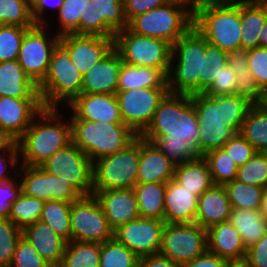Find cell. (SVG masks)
I'll return each mask as SVG.
<instances>
[{"label":"cell","instance_id":"obj_1","mask_svg":"<svg viewBox=\"0 0 267 267\" xmlns=\"http://www.w3.org/2000/svg\"><path fill=\"white\" fill-rule=\"evenodd\" d=\"M190 97L197 112L200 127L198 147L203 156L222 148L229 139L240 133L248 110L253 105L237 94L208 96L196 93Z\"/></svg>","mask_w":267,"mask_h":267},{"label":"cell","instance_id":"obj_2","mask_svg":"<svg viewBox=\"0 0 267 267\" xmlns=\"http://www.w3.org/2000/svg\"><path fill=\"white\" fill-rule=\"evenodd\" d=\"M61 110L63 108L44 107L16 141L20 164L39 167L55 152L72 142L69 117L66 119Z\"/></svg>","mask_w":267,"mask_h":267},{"label":"cell","instance_id":"obj_3","mask_svg":"<svg viewBox=\"0 0 267 267\" xmlns=\"http://www.w3.org/2000/svg\"><path fill=\"white\" fill-rule=\"evenodd\" d=\"M193 26L209 44L241 48V0H205L193 8Z\"/></svg>","mask_w":267,"mask_h":267},{"label":"cell","instance_id":"obj_4","mask_svg":"<svg viewBox=\"0 0 267 267\" xmlns=\"http://www.w3.org/2000/svg\"><path fill=\"white\" fill-rule=\"evenodd\" d=\"M199 124L190 95L170 93L161 100L142 138H169L198 144Z\"/></svg>","mask_w":267,"mask_h":267},{"label":"cell","instance_id":"obj_5","mask_svg":"<svg viewBox=\"0 0 267 267\" xmlns=\"http://www.w3.org/2000/svg\"><path fill=\"white\" fill-rule=\"evenodd\" d=\"M203 56H206V39L192 26L172 44L167 86L170 93H200Z\"/></svg>","mask_w":267,"mask_h":267},{"label":"cell","instance_id":"obj_6","mask_svg":"<svg viewBox=\"0 0 267 267\" xmlns=\"http://www.w3.org/2000/svg\"><path fill=\"white\" fill-rule=\"evenodd\" d=\"M72 143L92 161L126 148L138 135L124 123L69 118Z\"/></svg>","mask_w":267,"mask_h":267},{"label":"cell","instance_id":"obj_7","mask_svg":"<svg viewBox=\"0 0 267 267\" xmlns=\"http://www.w3.org/2000/svg\"><path fill=\"white\" fill-rule=\"evenodd\" d=\"M193 26V8L181 0H170L134 17L128 28L139 35L160 38L171 45Z\"/></svg>","mask_w":267,"mask_h":267},{"label":"cell","instance_id":"obj_8","mask_svg":"<svg viewBox=\"0 0 267 267\" xmlns=\"http://www.w3.org/2000/svg\"><path fill=\"white\" fill-rule=\"evenodd\" d=\"M81 88L82 74L72 63L68 51L58 43L52 52L47 75L38 85L43 107H65L81 94Z\"/></svg>","mask_w":267,"mask_h":267},{"label":"cell","instance_id":"obj_9","mask_svg":"<svg viewBox=\"0 0 267 267\" xmlns=\"http://www.w3.org/2000/svg\"><path fill=\"white\" fill-rule=\"evenodd\" d=\"M139 161L140 136L117 153L93 161V190L133 188Z\"/></svg>","mask_w":267,"mask_h":267},{"label":"cell","instance_id":"obj_10","mask_svg":"<svg viewBox=\"0 0 267 267\" xmlns=\"http://www.w3.org/2000/svg\"><path fill=\"white\" fill-rule=\"evenodd\" d=\"M114 48L128 65L170 69L172 45L163 39L142 36L127 27L115 34Z\"/></svg>","mask_w":267,"mask_h":267},{"label":"cell","instance_id":"obj_11","mask_svg":"<svg viewBox=\"0 0 267 267\" xmlns=\"http://www.w3.org/2000/svg\"><path fill=\"white\" fill-rule=\"evenodd\" d=\"M40 167L66 180L82 196L93 195V161L72 142L55 152Z\"/></svg>","mask_w":267,"mask_h":267},{"label":"cell","instance_id":"obj_12","mask_svg":"<svg viewBox=\"0 0 267 267\" xmlns=\"http://www.w3.org/2000/svg\"><path fill=\"white\" fill-rule=\"evenodd\" d=\"M206 250L207 229L197 223L165 224L159 254L181 266Z\"/></svg>","mask_w":267,"mask_h":267},{"label":"cell","instance_id":"obj_13","mask_svg":"<svg viewBox=\"0 0 267 267\" xmlns=\"http://www.w3.org/2000/svg\"><path fill=\"white\" fill-rule=\"evenodd\" d=\"M48 25H34L23 38L17 61L24 72L39 85L47 75L54 48L60 40ZM49 31V33H47ZM55 33V34H54Z\"/></svg>","mask_w":267,"mask_h":267},{"label":"cell","instance_id":"obj_14","mask_svg":"<svg viewBox=\"0 0 267 267\" xmlns=\"http://www.w3.org/2000/svg\"><path fill=\"white\" fill-rule=\"evenodd\" d=\"M168 87L134 88L118 91L115 96L123 123L140 136L150 125Z\"/></svg>","mask_w":267,"mask_h":267},{"label":"cell","instance_id":"obj_15","mask_svg":"<svg viewBox=\"0 0 267 267\" xmlns=\"http://www.w3.org/2000/svg\"><path fill=\"white\" fill-rule=\"evenodd\" d=\"M71 241L103 243L113 238L100 202L94 195L72 202Z\"/></svg>","mask_w":267,"mask_h":267},{"label":"cell","instance_id":"obj_16","mask_svg":"<svg viewBox=\"0 0 267 267\" xmlns=\"http://www.w3.org/2000/svg\"><path fill=\"white\" fill-rule=\"evenodd\" d=\"M127 27L123 0H85L80 35L114 38L117 32Z\"/></svg>","mask_w":267,"mask_h":267},{"label":"cell","instance_id":"obj_17","mask_svg":"<svg viewBox=\"0 0 267 267\" xmlns=\"http://www.w3.org/2000/svg\"><path fill=\"white\" fill-rule=\"evenodd\" d=\"M22 193L44 201L62 200L74 202L82 195L66 180L44 171L39 167L20 164L18 170Z\"/></svg>","mask_w":267,"mask_h":267},{"label":"cell","instance_id":"obj_18","mask_svg":"<svg viewBox=\"0 0 267 267\" xmlns=\"http://www.w3.org/2000/svg\"><path fill=\"white\" fill-rule=\"evenodd\" d=\"M164 220L138 217L113 231V238L139 258L158 254L161 247Z\"/></svg>","mask_w":267,"mask_h":267},{"label":"cell","instance_id":"obj_19","mask_svg":"<svg viewBox=\"0 0 267 267\" xmlns=\"http://www.w3.org/2000/svg\"><path fill=\"white\" fill-rule=\"evenodd\" d=\"M43 108L41 98L0 96V132L16 142Z\"/></svg>","mask_w":267,"mask_h":267},{"label":"cell","instance_id":"obj_20","mask_svg":"<svg viewBox=\"0 0 267 267\" xmlns=\"http://www.w3.org/2000/svg\"><path fill=\"white\" fill-rule=\"evenodd\" d=\"M59 43L82 75L114 48V38L98 35L65 34L60 36Z\"/></svg>","mask_w":267,"mask_h":267},{"label":"cell","instance_id":"obj_21","mask_svg":"<svg viewBox=\"0 0 267 267\" xmlns=\"http://www.w3.org/2000/svg\"><path fill=\"white\" fill-rule=\"evenodd\" d=\"M106 216L110 228L119 226L140 217L137 197L134 189L93 190Z\"/></svg>","mask_w":267,"mask_h":267},{"label":"cell","instance_id":"obj_22","mask_svg":"<svg viewBox=\"0 0 267 267\" xmlns=\"http://www.w3.org/2000/svg\"><path fill=\"white\" fill-rule=\"evenodd\" d=\"M65 107H70L69 111L72 110L69 114L70 118L94 122L123 123L115 95L81 93Z\"/></svg>","mask_w":267,"mask_h":267},{"label":"cell","instance_id":"obj_23","mask_svg":"<svg viewBox=\"0 0 267 267\" xmlns=\"http://www.w3.org/2000/svg\"><path fill=\"white\" fill-rule=\"evenodd\" d=\"M123 63L117 50L113 48L102 60L82 75L81 93L115 95L118 75Z\"/></svg>","mask_w":267,"mask_h":267},{"label":"cell","instance_id":"obj_24","mask_svg":"<svg viewBox=\"0 0 267 267\" xmlns=\"http://www.w3.org/2000/svg\"><path fill=\"white\" fill-rule=\"evenodd\" d=\"M175 164L158 147L140 136L137 184L167 183L174 179Z\"/></svg>","mask_w":267,"mask_h":267},{"label":"cell","instance_id":"obj_25","mask_svg":"<svg viewBox=\"0 0 267 267\" xmlns=\"http://www.w3.org/2000/svg\"><path fill=\"white\" fill-rule=\"evenodd\" d=\"M25 238L40 256L52 267H58L65 252L67 241L47 224L37 221L22 229Z\"/></svg>","mask_w":267,"mask_h":267},{"label":"cell","instance_id":"obj_26","mask_svg":"<svg viewBox=\"0 0 267 267\" xmlns=\"http://www.w3.org/2000/svg\"><path fill=\"white\" fill-rule=\"evenodd\" d=\"M164 201L165 223H195L198 196L174 179L166 183Z\"/></svg>","mask_w":267,"mask_h":267},{"label":"cell","instance_id":"obj_27","mask_svg":"<svg viewBox=\"0 0 267 267\" xmlns=\"http://www.w3.org/2000/svg\"><path fill=\"white\" fill-rule=\"evenodd\" d=\"M207 250L229 261L244 259L247 248L235 226L225 221L207 229Z\"/></svg>","mask_w":267,"mask_h":267},{"label":"cell","instance_id":"obj_28","mask_svg":"<svg viewBox=\"0 0 267 267\" xmlns=\"http://www.w3.org/2000/svg\"><path fill=\"white\" fill-rule=\"evenodd\" d=\"M231 209L224 186L213 185L198 197L195 223L208 229L212 225L228 221Z\"/></svg>","mask_w":267,"mask_h":267},{"label":"cell","instance_id":"obj_29","mask_svg":"<svg viewBox=\"0 0 267 267\" xmlns=\"http://www.w3.org/2000/svg\"><path fill=\"white\" fill-rule=\"evenodd\" d=\"M0 96L40 98L38 85L17 60L0 62Z\"/></svg>","mask_w":267,"mask_h":267},{"label":"cell","instance_id":"obj_30","mask_svg":"<svg viewBox=\"0 0 267 267\" xmlns=\"http://www.w3.org/2000/svg\"><path fill=\"white\" fill-rule=\"evenodd\" d=\"M267 21V4L259 0H241V48L260 46L259 34Z\"/></svg>","mask_w":267,"mask_h":267},{"label":"cell","instance_id":"obj_31","mask_svg":"<svg viewBox=\"0 0 267 267\" xmlns=\"http://www.w3.org/2000/svg\"><path fill=\"white\" fill-rule=\"evenodd\" d=\"M168 72L169 70L123 63L118 75L117 92L134 88L168 87Z\"/></svg>","mask_w":267,"mask_h":267},{"label":"cell","instance_id":"obj_32","mask_svg":"<svg viewBox=\"0 0 267 267\" xmlns=\"http://www.w3.org/2000/svg\"><path fill=\"white\" fill-rule=\"evenodd\" d=\"M174 180L198 197L214 185L203 157L176 165Z\"/></svg>","mask_w":267,"mask_h":267},{"label":"cell","instance_id":"obj_33","mask_svg":"<svg viewBox=\"0 0 267 267\" xmlns=\"http://www.w3.org/2000/svg\"><path fill=\"white\" fill-rule=\"evenodd\" d=\"M228 221L235 226L246 248L267 233V220L259 210L232 208Z\"/></svg>","mask_w":267,"mask_h":267},{"label":"cell","instance_id":"obj_34","mask_svg":"<svg viewBox=\"0 0 267 267\" xmlns=\"http://www.w3.org/2000/svg\"><path fill=\"white\" fill-rule=\"evenodd\" d=\"M133 189L137 197L140 217L164 220L166 183L136 184Z\"/></svg>","mask_w":267,"mask_h":267},{"label":"cell","instance_id":"obj_35","mask_svg":"<svg viewBox=\"0 0 267 267\" xmlns=\"http://www.w3.org/2000/svg\"><path fill=\"white\" fill-rule=\"evenodd\" d=\"M240 134L257 152H267V112L253 104L242 123Z\"/></svg>","mask_w":267,"mask_h":267},{"label":"cell","instance_id":"obj_36","mask_svg":"<svg viewBox=\"0 0 267 267\" xmlns=\"http://www.w3.org/2000/svg\"><path fill=\"white\" fill-rule=\"evenodd\" d=\"M101 243L70 241L58 267H99Z\"/></svg>","mask_w":267,"mask_h":267},{"label":"cell","instance_id":"obj_37","mask_svg":"<svg viewBox=\"0 0 267 267\" xmlns=\"http://www.w3.org/2000/svg\"><path fill=\"white\" fill-rule=\"evenodd\" d=\"M72 202L62 200L45 201L40 220L47 224L55 233L71 241L70 212Z\"/></svg>","mask_w":267,"mask_h":267},{"label":"cell","instance_id":"obj_38","mask_svg":"<svg viewBox=\"0 0 267 267\" xmlns=\"http://www.w3.org/2000/svg\"><path fill=\"white\" fill-rule=\"evenodd\" d=\"M231 208L260 210L265 188L233 180L223 185Z\"/></svg>","mask_w":267,"mask_h":267},{"label":"cell","instance_id":"obj_39","mask_svg":"<svg viewBox=\"0 0 267 267\" xmlns=\"http://www.w3.org/2000/svg\"><path fill=\"white\" fill-rule=\"evenodd\" d=\"M154 143L175 165L203 157L198 144L193 141L169 140V138H143Z\"/></svg>","mask_w":267,"mask_h":267},{"label":"cell","instance_id":"obj_40","mask_svg":"<svg viewBox=\"0 0 267 267\" xmlns=\"http://www.w3.org/2000/svg\"><path fill=\"white\" fill-rule=\"evenodd\" d=\"M206 160L214 185H225L237 178L238 167L223 149H215L203 156Z\"/></svg>","mask_w":267,"mask_h":267},{"label":"cell","instance_id":"obj_41","mask_svg":"<svg viewBox=\"0 0 267 267\" xmlns=\"http://www.w3.org/2000/svg\"><path fill=\"white\" fill-rule=\"evenodd\" d=\"M45 201L24 195L16 199L10 209L9 219L21 230L40 220Z\"/></svg>","mask_w":267,"mask_h":267},{"label":"cell","instance_id":"obj_42","mask_svg":"<svg viewBox=\"0 0 267 267\" xmlns=\"http://www.w3.org/2000/svg\"><path fill=\"white\" fill-rule=\"evenodd\" d=\"M139 259L115 238L101 243L99 267H137Z\"/></svg>","mask_w":267,"mask_h":267},{"label":"cell","instance_id":"obj_43","mask_svg":"<svg viewBox=\"0 0 267 267\" xmlns=\"http://www.w3.org/2000/svg\"><path fill=\"white\" fill-rule=\"evenodd\" d=\"M85 0H64L56 15L58 36L65 34L80 35V18H84ZM59 25V26H58Z\"/></svg>","mask_w":267,"mask_h":267},{"label":"cell","instance_id":"obj_44","mask_svg":"<svg viewBox=\"0 0 267 267\" xmlns=\"http://www.w3.org/2000/svg\"><path fill=\"white\" fill-rule=\"evenodd\" d=\"M228 52L209 44L206 40V56H203L202 75H200V93H204L218 77L226 65Z\"/></svg>","mask_w":267,"mask_h":267},{"label":"cell","instance_id":"obj_45","mask_svg":"<svg viewBox=\"0 0 267 267\" xmlns=\"http://www.w3.org/2000/svg\"><path fill=\"white\" fill-rule=\"evenodd\" d=\"M239 182L267 188V152H256L241 167H238Z\"/></svg>","mask_w":267,"mask_h":267},{"label":"cell","instance_id":"obj_46","mask_svg":"<svg viewBox=\"0 0 267 267\" xmlns=\"http://www.w3.org/2000/svg\"><path fill=\"white\" fill-rule=\"evenodd\" d=\"M0 25L31 28L35 23L30 8L23 0H0Z\"/></svg>","mask_w":267,"mask_h":267},{"label":"cell","instance_id":"obj_47","mask_svg":"<svg viewBox=\"0 0 267 267\" xmlns=\"http://www.w3.org/2000/svg\"><path fill=\"white\" fill-rule=\"evenodd\" d=\"M28 29L17 25H0V62L17 60Z\"/></svg>","mask_w":267,"mask_h":267},{"label":"cell","instance_id":"obj_48","mask_svg":"<svg viewBox=\"0 0 267 267\" xmlns=\"http://www.w3.org/2000/svg\"><path fill=\"white\" fill-rule=\"evenodd\" d=\"M22 230L9 218L0 219V267H9Z\"/></svg>","mask_w":267,"mask_h":267},{"label":"cell","instance_id":"obj_49","mask_svg":"<svg viewBox=\"0 0 267 267\" xmlns=\"http://www.w3.org/2000/svg\"><path fill=\"white\" fill-rule=\"evenodd\" d=\"M9 267H52L23 237L18 241L12 263Z\"/></svg>","mask_w":267,"mask_h":267},{"label":"cell","instance_id":"obj_50","mask_svg":"<svg viewBox=\"0 0 267 267\" xmlns=\"http://www.w3.org/2000/svg\"><path fill=\"white\" fill-rule=\"evenodd\" d=\"M22 194L19 173L0 182V219L9 218L12 203Z\"/></svg>","mask_w":267,"mask_h":267},{"label":"cell","instance_id":"obj_51","mask_svg":"<svg viewBox=\"0 0 267 267\" xmlns=\"http://www.w3.org/2000/svg\"><path fill=\"white\" fill-rule=\"evenodd\" d=\"M248 69L262 91L267 90V48L256 47L248 50Z\"/></svg>","mask_w":267,"mask_h":267},{"label":"cell","instance_id":"obj_52","mask_svg":"<svg viewBox=\"0 0 267 267\" xmlns=\"http://www.w3.org/2000/svg\"><path fill=\"white\" fill-rule=\"evenodd\" d=\"M237 167H241L257 152L254 147L240 134H235L222 147Z\"/></svg>","mask_w":267,"mask_h":267},{"label":"cell","instance_id":"obj_53","mask_svg":"<svg viewBox=\"0 0 267 267\" xmlns=\"http://www.w3.org/2000/svg\"><path fill=\"white\" fill-rule=\"evenodd\" d=\"M237 73L226 63L212 85L204 92L208 96L235 94Z\"/></svg>","mask_w":267,"mask_h":267},{"label":"cell","instance_id":"obj_54","mask_svg":"<svg viewBox=\"0 0 267 267\" xmlns=\"http://www.w3.org/2000/svg\"><path fill=\"white\" fill-rule=\"evenodd\" d=\"M19 166L20 157L17 143L10 141L0 150V182L15 176V174L18 173ZM9 167L14 171L11 172ZM11 173L15 174L11 175Z\"/></svg>","mask_w":267,"mask_h":267},{"label":"cell","instance_id":"obj_55","mask_svg":"<svg viewBox=\"0 0 267 267\" xmlns=\"http://www.w3.org/2000/svg\"><path fill=\"white\" fill-rule=\"evenodd\" d=\"M237 77L235 94L247 98L253 104H258L263 91L259 88L251 71L247 69L243 73H237Z\"/></svg>","mask_w":267,"mask_h":267},{"label":"cell","instance_id":"obj_56","mask_svg":"<svg viewBox=\"0 0 267 267\" xmlns=\"http://www.w3.org/2000/svg\"><path fill=\"white\" fill-rule=\"evenodd\" d=\"M170 0H123L124 14L129 23L134 17L168 3Z\"/></svg>","mask_w":267,"mask_h":267},{"label":"cell","instance_id":"obj_57","mask_svg":"<svg viewBox=\"0 0 267 267\" xmlns=\"http://www.w3.org/2000/svg\"><path fill=\"white\" fill-rule=\"evenodd\" d=\"M64 0H38L37 3L30 9L31 16L33 19V22L35 25H48L50 24L47 16H46V11L52 9L55 10V12H52V15L54 13L57 14L60 7L63 5ZM50 7V8H49ZM46 16V17H45ZM46 18V19H45ZM49 22V23H47Z\"/></svg>","mask_w":267,"mask_h":267},{"label":"cell","instance_id":"obj_58","mask_svg":"<svg viewBox=\"0 0 267 267\" xmlns=\"http://www.w3.org/2000/svg\"><path fill=\"white\" fill-rule=\"evenodd\" d=\"M245 258L253 267H267V233L247 248Z\"/></svg>","mask_w":267,"mask_h":267},{"label":"cell","instance_id":"obj_59","mask_svg":"<svg viewBox=\"0 0 267 267\" xmlns=\"http://www.w3.org/2000/svg\"><path fill=\"white\" fill-rule=\"evenodd\" d=\"M227 260L206 250L202 255L180 267H226Z\"/></svg>","mask_w":267,"mask_h":267},{"label":"cell","instance_id":"obj_60","mask_svg":"<svg viewBox=\"0 0 267 267\" xmlns=\"http://www.w3.org/2000/svg\"><path fill=\"white\" fill-rule=\"evenodd\" d=\"M248 49L239 48L228 52L227 64L236 72H245L248 69Z\"/></svg>","mask_w":267,"mask_h":267},{"label":"cell","instance_id":"obj_61","mask_svg":"<svg viewBox=\"0 0 267 267\" xmlns=\"http://www.w3.org/2000/svg\"><path fill=\"white\" fill-rule=\"evenodd\" d=\"M137 267H180L177 263L161 254L141 257Z\"/></svg>","mask_w":267,"mask_h":267},{"label":"cell","instance_id":"obj_62","mask_svg":"<svg viewBox=\"0 0 267 267\" xmlns=\"http://www.w3.org/2000/svg\"><path fill=\"white\" fill-rule=\"evenodd\" d=\"M226 267H253V266L246 258H244L240 260H229L227 261Z\"/></svg>","mask_w":267,"mask_h":267},{"label":"cell","instance_id":"obj_63","mask_svg":"<svg viewBox=\"0 0 267 267\" xmlns=\"http://www.w3.org/2000/svg\"><path fill=\"white\" fill-rule=\"evenodd\" d=\"M260 39V47H266L267 48V21L262 27V32L259 34Z\"/></svg>","mask_w":267,"mask_h":267},{"label":"cell","instance_id":"obj_64","mask_svg":"<svg viewBox=\"0 0 267 267\" xmlns=\"http://www.w3.org/2000/svg\"><path fill=\"white\" fill-rule=\"evenodd\" d=\"M261 214L265 217L267 220V188L264 191L263 199L261 202L260 210Z\"/></svg>","mask_w":267,"mask_h":267},{"label":"cell","instance_id":"obj_65","mask_svg":"<svg viewBox=\"0 0 267 267\" xmlns=\"http://www.w3.org/2000/svg\"><path fill=\"white\" fill-rule=\"evenodd\" d=\"M258 105L261 106L262 109H264L267 112V90L263 91Z\"/></svg>","mask_w":267,"mask_h":267},{"label":"cell","instance_id":"obj_66","mask_svg":"<svg viewBox=\"0 0 267 267\" xmlns=\"http://www.w3.org/2000/svg\"><path fill=\"white\" fill-rule=\"evenodd\" d=\"M9 142L10 140L0 132V150L3 149Z\"/></svg>","mask_w":267,"mask_h":267},{"label":"cell","instance_id":"obj_67","mask_svg":"<svg viewBox=\"0 0 267 267\" xmlns=\"http://www.w3.org/2000/svg\"><path fill=\"white\" fill-rule=\"evenodd\" d=\"M181 1L188 3L192 8H194L195 6L199 5L205 0H181Z\"/></svg>","mask_w":267,"mask_h":267},{"label":"cell","instance_id":"obj_68","mask_svg":"<svg viewBox=\"0 0 267 267\" xmlns=\"http://www.w3.org/2000/svg\"><path fill=\"white\" fill-rule=\"evenodd\" d=\"M38 0H23V2L31 9Z\"/></svg>","mask_w":267,"mask_h":267},{"label":"cell","instance_id":"obj_69","mask_svg":"<svg viewBox=\"0 0 267 267\" xmlns=\"http://www.w3.org/2000/svg\"><path fill=\"white\" fill-rule=\"evenodd\" d=\"M259 1H261V2H263V3H265V4H267V0H259Z\"/></svg>","mask_w":267,"mask_h":267}]
</instances>
